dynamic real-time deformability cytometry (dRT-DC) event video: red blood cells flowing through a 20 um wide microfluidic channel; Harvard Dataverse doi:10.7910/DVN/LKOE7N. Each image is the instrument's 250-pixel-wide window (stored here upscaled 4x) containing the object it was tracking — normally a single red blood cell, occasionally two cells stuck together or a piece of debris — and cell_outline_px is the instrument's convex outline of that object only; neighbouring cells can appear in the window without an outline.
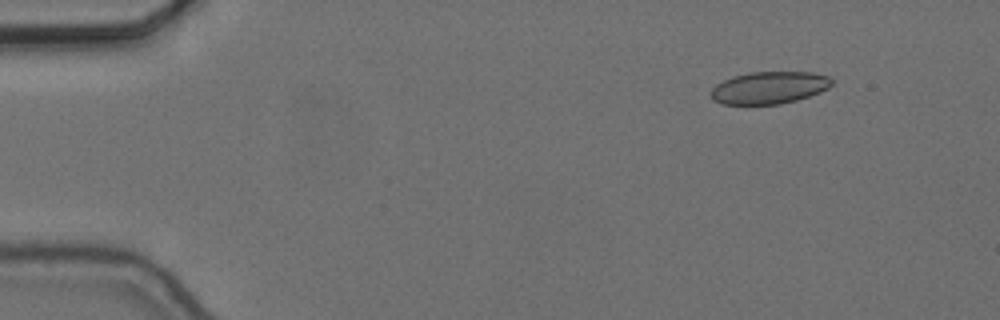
{"species": "common noctule bat (a hibernating species)", "species_latin": "Nyctalus noctula", "temperature_condition": "cold", "stored_images_in_passage": 52, "segment_of_instrument_passage": [1, 2], "camera_frame_rate_fps": 3000, "um_per_image_px": 0.085, "animal": {"sex": "female", "body_mass_g": 24.6, "forearm_length_mm": 56.2}, "frame": {"image": 1, "passage_image": 1, "time_ms": 0.0, "image_size_px": [1000, 320], "cell_outline_px": [[832, 84], [828, 88], [820, 92], [796, 100], [780, 104], [720, 104], [712, 100], [708, 92], [716, 84], [732, 76], [748, 72], [812, 72], [828, 76], [832, 80]], "centroid_in_image_um": [65.33, 7.45], "position_along_channel_um": 19.7, "area_um2": 22.89}}
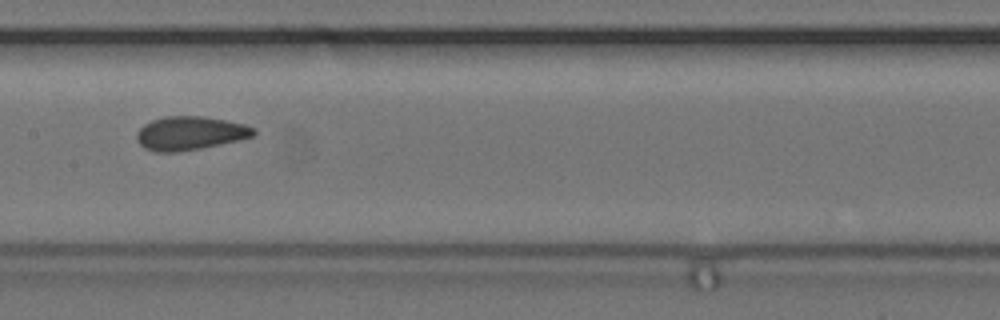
{"frame": {"image": 2, "passage_image": 23, "time_ms": 7.333, "image_size_px": [1000, 320], "cell_outline_px": [[256, 132], [252, 136], [240, 140], [200, 148], [176, 152], [156, 152], [144, 148], [136, 140], [136, 132], [144, 124], [152, 120], [164, 116], [204, 116], [244, 124], [256, 128]], "centroid_in_image_um": [16.13, 11.32], "position_along_channel_um": 191.3, "area_um2": 22.95}}
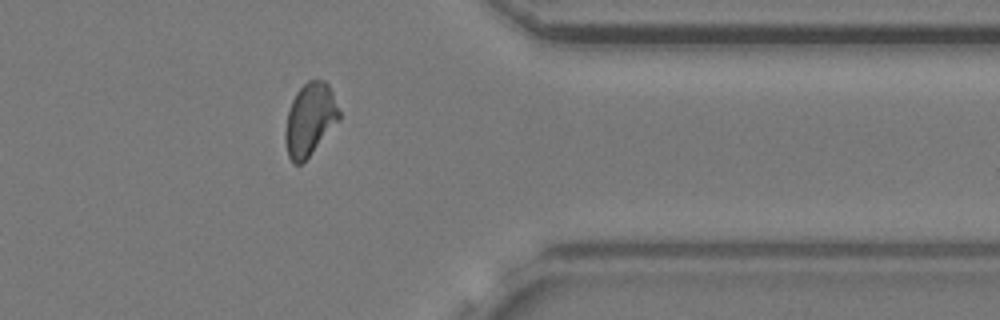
{"frame": {"image": 3, "passage_image": 40, "time_ms": 13.0, "image_size_px": [1000, 320], "cell_outline_px": [[340, 120], [308, 156], [300, 164], [292, 164], [288, 156], [284, 140], [284, 132], [288, 112], [292, 100], [296, 92], [308, 80], [324, 80], [328, 84], [332, 92], [340, 112]], "centroid_in_image_um": [26.33, 10.15], "position_along_channel_um": 385.1, "area_um2": 22.66}}